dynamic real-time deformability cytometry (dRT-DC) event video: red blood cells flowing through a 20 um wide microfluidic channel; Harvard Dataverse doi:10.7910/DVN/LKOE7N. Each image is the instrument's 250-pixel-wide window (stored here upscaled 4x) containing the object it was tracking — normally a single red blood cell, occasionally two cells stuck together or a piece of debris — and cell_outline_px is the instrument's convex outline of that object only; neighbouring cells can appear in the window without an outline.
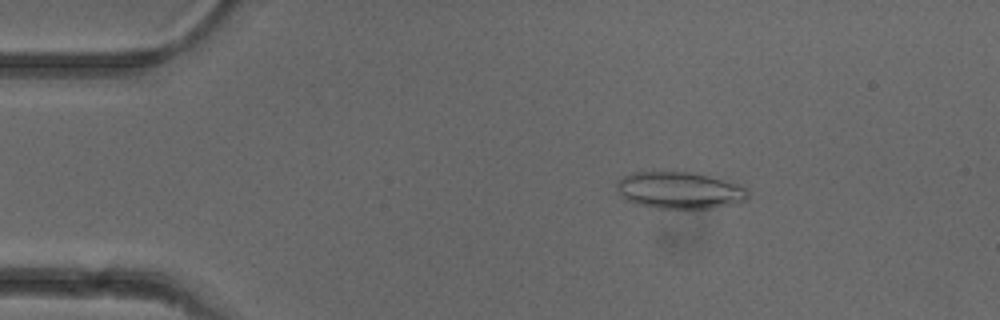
{"species": "common noctule bat (a hibernating species)", "species_latin": "Nyctalus noctula", "temperature_condition": "cold", "stored_images_in_passage": 52, "camera_frame_rate_fps": 3000, "um_per_image_px": 0.085, "animal": {"sex": "female"}, "frame": {"image": 1, "passage_image": 9, "time_ms": 2.667, "image_size_px": [1000, 320], "cell_outline_px": [[748, 196], [744, 200], [736, 204], [708, 208], [656, 208], [636, 204], [624, 200], [620, 196], [616, 184], [624, 176], [632, 172], [664, 168], [672, 168], [692, 172], [708, 176], [736, 184], [744, 188], [748, 192]], "centroid_in_image_um": [57.67, 16.13], "position_along_channel_um": 27.3, "area_um2": 28.9}}
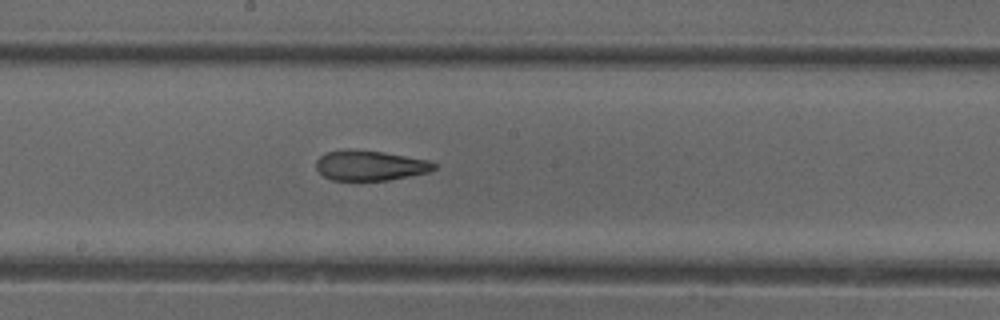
{"frame": {"image": 2, "passage_image": 28, "time_ms": 9.0, "image_size_px": [1000, 320], "cell_outline_px": [[436, 168], [428, 172], [388, 180], [332, 180], [324, 176], [316, 168], [316, 160], [320, 156], [328, 152], [348, 148], [384, 152], [428, 160], [436, 164]], "centroid_in_image_um": [31.44, 14.05], "position_along_channel_um": 216.8, "area_um2": 20.63}}
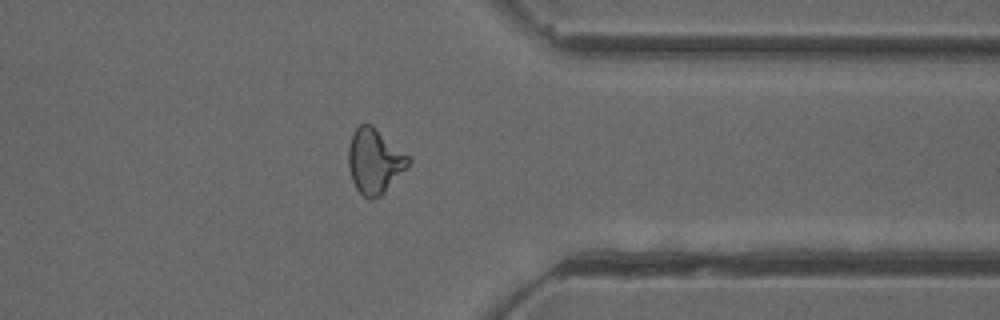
{"frame": {"image": 3, "passage_image": 41, "time_ms": 13.333, "image_size_px": [1000, 320], "cell_outline_px": [[412, 160], [384, 192], [380, 196], [372, 200], [368, 200], [356, 188], [352, 180], [348, 168], [348, 148], [352, 132], [360, 124], [372, 124], [408, 156]], "centroid_in_image_um": [31.79, 13.69], "position_along_channel_um": 379.6, "area_um2": 22.43}, "authors_computed_cell_mechanics": {"area_um2": 22.8021, "velocity_mm_per_s": 3.9645, "shape_relaxation_time_tau1_ms": null, "shape_relaxation_time_tau2_ms": 2.5006, "deformation_change_tau1": null, "deformation_change_tau2": 0.1171}}